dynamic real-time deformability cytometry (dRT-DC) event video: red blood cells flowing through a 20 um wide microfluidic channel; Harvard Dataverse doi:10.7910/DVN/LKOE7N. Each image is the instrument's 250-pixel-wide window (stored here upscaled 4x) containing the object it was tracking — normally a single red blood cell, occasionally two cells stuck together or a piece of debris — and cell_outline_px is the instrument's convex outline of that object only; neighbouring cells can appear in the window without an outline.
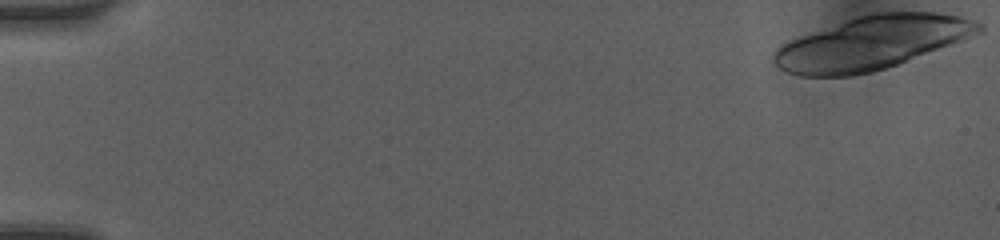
{"species": "human", "species_latin": "Homo sapiens", "temperature_condition": "room temperature", "stored_images_in_passage": 19, "camera_frame_rate_fps": 3000, "um_per_image_px": 0.085, "donor": {"sex": "female"}, "frame": {"image": 1, "passage_image": 1, "time_ms": 0.0, "image_size_px": [1000, 240], "cell_outline_px": [[984, 32], [896, 64], [872, 72], [852, 76], [800, 76], [788, 72], [780, 68], [772, 60], [772, 52], [776, 48], [792, 40], [848, 20], [872, 12], [936, 12], [960, 16], [972, 20], [980, 24], [984, 28]], "centroid_in_image_um": [74.12, 3.65], "position_along_channel_um": 10.9, "area_um2": 62.71}}